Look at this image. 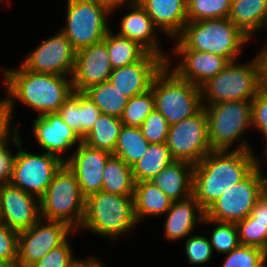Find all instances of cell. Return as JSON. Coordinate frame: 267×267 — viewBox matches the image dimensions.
<instances>
[{"label": "cell", "mask_w": 267, "mask_h": 267, "mask_svg": "<svg viewBox=\"0 0 267 267\" xmlns=\"http://www.w3.org/2000/svg\"><path fill=\"white\" fill-rule=\"evenodd\" d=\"M232 0H187V20L228 18Z\"/></svg>", "instance_id": "33"}, {"label": "cell", "mask_w": 267, "mask_h": 267, "mask_svg": "<svg viewBox=\"0 0 267 267\" xmlns=\"http://www.w3.org/2000/svg\"><path fill=\"white\" fill-rule=\"evenodd\" d=\"M155 26L168 37L176 39L187 20V0H139Z\"/></svg>", "instance_id": "22"}, {"label": "cell", "mask_w": 267, "mask_h": 267, "mask_svg": "<svg viewBox=\"0 0 267 267\" xmlns=\"http://www.w3.org/2000/svg\"><path fill=\"white\" fill-rule=\"evenodd\" d=\"M165 220L164 235L169 241H176L192 234L196 222H203L205 211L192 195L185 200L171 204Z\"/></svg>", "instance_id": "23"}, {"label": "cell", "mask_w": 267, "mask_h": 267, "mask_svg": "<svg viewBox=\"0 0 267 267\" xmlns=\"http://www.w3.org/2000/svg\"><path fill=\"white\" fill-rule=\"evenodd\" d=\"M68 239L49 251L31 267H72L76 264L80 259L72 255L73 253Z\"/></svg>", "instance_id": "39"}, {"label": "cell", "mask_w": 267, "mask_h": 267, "mask_svg": "<svg viewBox=\"0 0 267 267\" xmlns=\"http://www.w3.org/2000/svg\"><path fill=\"white\" fill-rule=\"evenodd\" d=\"M155 110L153 92L149 91L128 100L120 121L125 126L140 127L147 116Z\"/></svg>", "instance_id": "34"}, {"label": "cell", "mask_w": 267, "mask_h": 267, "mask_svg": "<svg viewBox=\"0 0 267 267\" xmlns=\"http://www.w3.org/2000/svg\"><path fill=\"white\" fill-rule=\"evenodd\" d=\"M259 158L256 167L240 182L234 184L205 211V216L218 222L237 223L245 219L265 191Z\"/></svg>", "instance_id": "9"}, {"label": "cell", "mask_w": 267, "mask_h": 267, "mask_svg": "<svg viewBox=\"0 0 267 267\" xmlns=\"http://www.w3.org/2000/svg\"><path fill=\"white\" fill-rule=\"evenodd\" d=\"M262 175L265 178V191L267 192V176H264V174H262Z\"/></svg>", "instance_id": "53"}, {"label": "cell", "mask_w": 267, "mask_h": 267, "mask_svg": "<svg viewBox=\"0 0 267 267\" xmlns=\"http://www.w3.org/2000/svg\"><path fill=\"white\" fill-rule=\"evenodd\" d=\"M208 140L212 150H230L251 125V101H230L205 105Z\"/></svg>", "instance_id": "11"}, {"label": "cell", "mask_w": 267, "mask_h": 267, "mask_svg": "<svg viewBox=\"0 0 267 267\" xmlns=\"http://www.w3.org/2000/svg\"><path fill=\"white\" fill-rule=\"evenodd\" d=\"M11 141L18 151L9 183L40 199L64 161L53 154H33L21 148L17 129L11 134Z\"/></svg>", "instance_id": "8"}, {"label": "cell", "mask_w": 267, "mask_h": 267, "mask_svg": "<svg viewBox=\"0 0 267 267\" xmlns=\"http://www.w3.org/2000/svg\"><path fill=\"white\" fill-rule=\"evenodd\" d=\"M113 69L140 61L148 52L137 42L108 31L104 40Z\"/></svg>", "instance_id": "29"}, {"label": "cell", "mask_w": 267, "mask_h": 267, "mask_svg": "<svg viewBox=\"0 0 267 267\" xmlns=\"http://www.w3.org/2000/svg\"><path fill=\"white\" fill-rule=\"evenodd\" d=\"M254 57L258 64L259 87L267 91V44Z\"/></svg>", "instance_id": "47"}, {"label": "cell", "mask_w": 267, "mask_h": 267, "mask_svg": "<svg viewBox=\"0 0 267 267\" xmlns=\"http://www.w3.org/2000/svg\"><path fill=\"white\" fill-rule=\"evenodd\" d=\"M170 61L155 76L151 90L155 109L172 125L194 116L203 106L201 87L181 79L170 68Z\"/></svg>", "instance_id": "5"}, {"label": "cell", "mask_w": 267, "mask_h": 267, "mask_svg": "<svg viewBox=\"0 0 267 267\" xmlns=\"http://www.w3.org/2000/svg\"><path fill=\"white\" fill-rule=\"evenodd\" d=\"M166 145L174 160L186 161L193 165L211 152L204 108L202 107L194 116L170 125Z\"/></svg>", "instance_id": "12"}, {"label": "cell", "mask_w": 267, "mask_h": 267, "mask_svg": "<svg viewBox=\"0 0 267 267\" xmlns=\"http://www.w3.org/2000/svg\"><path fill=\"white\" fill-rule=\"evenodd\" d=\"M193 164L186 161H173L151 182L163 191L173 202L192 196Z\"/></svg>", "instance_id": "24"}, {"label": "cell", "mask_w": 267, "mask_h": 267, "mask_svg": "<svg viewBox=\"0 0 267 267\" xmlns=\"http://www.w3.org/2000/svg\"><path fill=\"white\" fill-rule=\"evenodd\" d=\"M127 7H130L132 11L130 10L121 18L120 30L117 34L137 42L148 53L155 54L167 62L170 57L164 51L162 52L159 46L155 33L157 27L151 17L139 2L129 6L127 4Z\"/></svg>", "instance_id": "21"}, {"label": "cell", "mask_w": 267, "mask_h": 267, "mask_svg": "<svg viewBox=\"0 0 267 267\" xmlns=\"http://www.w3.org/2000/svg\"><path fill=\"white\" fill-rule=\"evenodd\" d=\"M111 12L94 0H68L66 25L60 30L77 51L104 40Z\"/></svg>", "instance_id": "10"}, {"label": "cell", "mask_w": 267, "mask_h": 267, "mask_svg": "<svg viewBox=\"0 0 267 267\" xmlns=\"http://www.w3.org/2000/svg\"><path fill=\"white\" fill-rule=\"evenodd\" d=\"M237 146L235 150H212L193 166L192 195L204 211L256 167L248 142L241 140Z\"/></svg>", "instance_id": "1"}, {"label": "cell", "mask_w": 267, "mask_h": 267, "mask_svg": "<svg viewBox=\"0 0 267 267\" xmlns=\"http://www.w3.org/2000/svg\"><path fill=\"white\" fill-rule=\"evenodd\" d=\"M265 263H267V258L257 267H267V266H265Z\"/></svg>", "instance_id": "52"}, {"label": "cell", "mask_w": 267, "mask_h": 267, "mask_svg": "<svg viewBox=\"0 0 267 267\" xmlns=\"http://www.w3.org/2000/svg\"><path fill=\"white\" fill-rule=\"evenodd\" d=\"M149 145L140 127L122 125L112 155L131 167L145 155Z\"/></svg>", "instance_id": "30"}, {"label": "cell", "mask_w": 267, "mask_h": 267, "mask_svg": "<svg viewBox=\"0 0 267 267\" xmlns=\"http://www.w3.org/2000/svg\"><path fill=\"white\" fill-rule=\"evenodd\" d=\"M259 90L258 64L255 58L248 64L231 61L201 86L202 106L220 102L252 101ZM204 98H207L208 104L203 102Z\"/></svg>", "instance_id": "7"}, {"label": "cell", "mask_w": 267, "mask_h": 267, "mask_svg": "<svg viewBox=\"0 0 267 267\" xmlns=\"http://www.w3.org/2000/svg\"><path fill=\"white\" fill-rule=\"evenodd\" d=\"M251 104V125L262 132L267 142V91L260 89Z\"/></svg>", "instance_id": "43"}, {"label": "cell", "mask_w": 267, "mask_h": 267, "mask_svg": "<svg viewBox=\"0 0 267 267\" xmlns=\"http://www.w3.org/2000/svg\"><path fill=\"white\" fill-rule=\"evenodd\" d=\"M100 112L120 118L129 98L115 88L108 80L89 87L83 92Z\"/></svg>", "instance_id": "32"}, {"label": "cell", "mask_w": 267, "mask_h": 267, "mask_svg": "<svg viewBox=\"0 0 267 267\" xmlns=\"http://www.w3.org/2000/svg\"><path fill=\"white\" fill-rule=\"evenodd\" d=\"M63 121L79 136V92L73 93L58 110Z\"/></svg>", "instance_id": "44"}, {"label": "cell", "mask_w": 267, "mask_h": 267, "mask_svg": "<svg viewBox=\"0 0 267 267\" xmlns=\"http://www.w3.org/2000/svg\"><path fill=\"white\" fill-rule=\"evenodd\" d=\"M202 223H215L216 225L210 235L211 238H209L212 250L227 254L240 245L235 223L218 222L206 216Z\"/></svg>", "instance_id": "35"}, {"label": "cell", "mask_w": 267, "mask_h": 267, "mask_svg": "<svg viewBox=\"0 0 267 267\" xmlns=\"http://www.w3.org/2000/svg\"><path fill=\"white\" fill-rule=\"evenodd\" d=\"M134 214L137 223L145 217L164 215L171 207L172 200L151 181L135 183Z\"/></svg>", "instance_id": "26"}, {"label": "cell", "mask_w": 267, "mask_h": 267, "mask_svg": "<svg viewBox=\"0 0 267 267\" xmlns=\"http://www.w3.org/2000/svg\"><path fill=\"white\" fill-rule=\"evenodd\" d=\"M85 203L75 174L64 163L40 198V216L66 223L75 232L83 223Z\"/></svg>", "instance_id": "6"}, {"label": "cell", "mask_w": 267, "mask_h": 267, "mask_svg": "<svg viewBox=\"0 0 267 267\" xmlns=\"http://www.w3.org/2000/svg\"><path fill=\"white\" fill-rule=\"evenodd\" d=\"M174 50L210 52L236 61L243 45L250 41L228 18L187 22L175 39ZM242 47V48H241Z\"/></svg>", "instance_id": "3"}, {"label": "cell", "mask_w": 267, "mask_h": 267, "mask_svg": "<svg viewBox=\"0 0 267 267\" xmlns=\"http://www.w3.org/2000/svg\"><path fill=\"white\" fill-rule=\"evenodd\" d=\"M173 161L166 143H150L145 155L131 166L135 183L151 181Z\"/></svg>", "instance_id": "27"}, {"label": "cell", "mask_w": 267, "mask_h": 267, "mask_svg": "<svg viewBox=\"0 0 267 267\" xmlns=\"http://www.w3.org/2000/svg\"><path fill=\"white\" fill-rule=\"evenodd\" d=\"M122 125L120 118L101 113L82 141L91 147L113 154Z\"/></svg>", "instance_id": "31"}, {"label": "cell", "mask_w": 267, "mask_h": 267, "mask_svg": "<svg viewBox=\"0 0 267 267\" xmlns=\"http://www.w3.org/2000/svg\"><path fill=\"white\" fill-rule=\"evenodd\" d=\"M166 64L163 58L147 53L138 62L113 69L108 81L130 99L149 91L155 76Z\"/></svg>", "instance_id": "16"}, {"label": "cell", "mask_w": 267, "mask_h": 267, "mask_svg": "<svg viewBox=\"0 0 267 267\" xmlns=\"http://www.w3.org/2000/svg\"><path fill=\"white\" fill-rule=\"evenodd\" d=\"M134 196L99 191L89 195L85 203V216L80 229L97 235L117 239L136 226Z\"/></svg>", "instance_id": "4"}, {"label": "cell", "mask_w": 267, "mask_h": 267, "mask_svg": "<svg viewBox=\"0 0 267 267\" xmlns=\"http://www.w3.org/2000/svg\"><path fill=\"white\" fill-rule=\"evenodd\" d=\"M3 69L7 97H5L10 119L14 111L15 101L33 108L39 116L58 112L60 106L73 93L72 78L37 73L25 69ZM17 99V100H16Z\"/></svg>", "instance_id": "2"}, {"label": "cell", "mask_w": 267, "mask_h": 267, "mask_svg": "<svg viewBox=\"0 0 267 267\" xmlns=\"http://www.w3.org/2000/svg\"><path fill=\"white\" fill-rule=\"evenodd\" d=\"M77 150L64 162L75 174L85 198L102 190L103 170L111 153L81 142Z\"/></svg>", "instance_id": "18"}, {"label": "cell", "mask_w": 267, "mask_h": 267, "mask_svg": "<svg viewBox=\"0 0 267 267\" xmlns=\"http://www.w3.org/2000/svg\"><path fill=\"white\" fill-rule=\"evenodd\" d=\"M185 252L188 261L197 265L209 262L214 253L209 238L203 235H193L186 239Z\"/></svg>", "instance_id": "40"}, {"label": "cell", "mask_w": 267, "mask_h": 267, "mask_svg": "<svg viewBox=\"0 0 267 267\" xmlns=\"http://www.w3.org/2000/svg\"><path fill=\"white\" fill-rule=\"evenodd\" d=\"M267 258V253L256 247L239 245L226 254L222 267H257Z\"/></svg>", "instance_id": "37"}, {"label": "cell", "mask_w": 267, "mask_h": 267, "mask_svg": "<svg viewBox=\"0 0 267 267\" xmlns=\"http://www.w3.org/2000/svg\"><path fill=\"white\" fill-rule=\"evenodd\" d=\"M100 5L106 7L110 12L117 10L121 5H125L126 2L130 5L138 3L139 0H94Z\"/></svg>", "instance_id": "49"}, {"label": "cell", "mask_w": 267, "mask_h": 267, "mask_svg": "<svg viewBox=\"0 0 267 267\" xmlns=\"http://www.w3.org/2000/svg\"><path fill=\"white\" fill-rule=\"evenodd\" d=\"M132 169L121 158L111 155L103 170L102 191L122 196H134Z\"/></svg>", "instance_id": "28"}, {"label": "cell", "mask_w": 267, "mask_h": 267, "mask_svg": "<svg viewBox=\"0 0 267 267\" xmlns=\"http://www.w3.org/2000/svg\"><path fill=\"white\" fill-rule=\"evenodd\" d=\"M11 119L9 116L8 105L6 99L0 104V143L8 138L14 131L11 130Z\"/></svg>", "instance_id": "46"}, {"label": "cell", "mask_w": 267, "mask_h": 267, "mask_svg": "<svg viewBox=\"0 0 267 267\" xmlns=\"http://www.w3.org/2000/svg\"><path fill=\"white\" fill-rule=\"evenodd\" d=\"M27 55L21 63L25 69L72 78L76 50L61 31L43 41Z\"/></svg>", "instance_id": "14"}, {"label": "cell", "mask_w": 267, "mask_h": 267, "mask_svg": "<svg viewBox=\"0 0 267 267\" xmlns=\"http://www.w3.org/2000/svg\"><path fill=\"white\" fill-rule=\"evenodd\" d=\"M112 71L104 41L83 47L76 51L73 90L84 92L91 86L99 85L109 79Z\"/></svg>", "instance_id": "17"}, {"label": "cell", "mask_w": 267, "mask_h": 267, "mask_svg": "<svg viewBox=\"0 0 267 267\" xmlns=\"http://www.w3.org/2000/svg\"><path fill=\"white\" fill-rule=\"evenodd\" d=\"M235 225L240 245L260 248L267 253V222L256 221L248 215Z\"/></svg>", "instance_id": "36"}, {"label": "cell", "mask_w": 267, "mask_h": 267, "mask_svg": "<svg viewBox=\"0 0 267 267\" xmlns=\"http://www.w3.org/2000/svg\"><path fill=\"white\" fill-rule=\"evenodd\" d=\"M265 147H266V148H265V151H266V152H265V153H266L265 155H266V159H267V142H266V146H265Z\"/></svg>", "instance_id": "54"}, {"label": "cell", "mask_w": 267, "mask_h": 267, "mask_svg": "<svg viewBox=\"0 0 267 267\" xmlns=\"http://www.w3.org/2000/svg\"><path fill=\"white\" fill-rule=\"evenodd\" d=\"M4 100H5V98L1 99V100H0V104H1Z\"/></svg>", "instance_id": "55"}, {"label": "cell", "mask_w": 267, "mask_h": 267, "mask_svg": "<svg viewBox=\"0 0 267 267\" xmlns=\"http://www.w3.org/2000/svg\"><path fill=\"white\" fill-rule=\"evenodd\" d=\"M19 233L0 222V260L17 261Z\"/></svg>", "instance_id": "42"}, {"label": "cell", "mask_w": 267, "mask_h": 267, "mask_svg": "<svg viewBox=\"0 0 267 267\" xmlns=\"http://www.w3.org/2000/svg\"><path fill=\"white\" fill-rule=\"evenodd\" d=\"M228 19L251 39L267 28V0H232Z\"/></svg>", "instance_id": "25"}, {"label": "cell", "mask_w": 267, "mask_h": 267, "mask_svg": "<svg viewBox=\"0 0 267 267\" xmlns=\"http://www.w3.org/2000/svg\"><path fill=\"white\" fill-rule=\"evenodd\" d=\"M169 126L164 116L155 109L143 121L140 128L149 143H166Z\"/></svg>", "instance_id": "38"}, {"label": "cell", "mask_w": 267, "mask_h": 267, "mask_svg": "<svg viewBox=\"0 0 267 267\" xmlns=\"http://www.w3.org/2000/svg\"><path fill=\"white\" fill-rule=\"evenodd\" d=\"M9 141H11V135L0 143V184L10 182L16 156L8 149Z\"/></svg>", "instance_id": "45"}, {"label": "cell", "mask_w": 267, "mask_h": 267, "mask_svg": "<svg viewBox=\"0 0 267 267\" xmlns=\"http://www.w3.org/2000/svg\"><path fill=\"white\" fill-rule=\"evenodd\" d=\"M179 54L180 63L172 70L183 80L201 87L210 78L222 71L230 61L223 56L210 52H198L195 50H174Z\"/></svg>", "instance_id": "20"}, {"label": "cell", "mask_w": 267, "mask_h": 267, "mask_svg": "<svg viewBox=\"0 0 267 267\" xmlns=\"http://www.w3.org/2000/svg\"><path fill=\"white\" fill-rule=\"evenodd\" d=\"M72 267H103V265L97 260V258L95 259L91 256V258L79 260Z\"/></svg>", "instance_id": "50"}, {"label": "cell", "mask_w": 267, "mask_h": 267, "mask_svg": "<svg viewBox=\"0 0 267 267\" xmlns=\"http://www.w3.org/2000/svg\"><path fill=\"white\" fill-rule=\"evenodd\" d=\"M40 218L39 198L10 183L0 184V222L19 233Z\"/></svg>", "instance_id": "15"}, {"label": "cell", "mask_w": 267, "mask_h": 267, "mask_svg": "<svg viewBox=\"0 0 267 267\" xmlns=\"http://www.w3.org/2000/svg\"><path fill=\"white\" fill-rule=\"evenodd\" d=\"M100 114V109L83 92H79V137L81 139L91 131Z\"/></svg>", "instance_id": "41"}, {"label": "cell", "mask_w": 267, "mask_h": 267, "mask_svg": "<svg viewBox=\"0 0 267 267\" xmlns=\"http://www.w3.org/2000/svg\"><path fill=\"white\" fill-rule=\"evenodd\" d=\"M33 124L34 136L40 147L46 153L53 154L64 162L66 158L59 154L82 142V139L63 121L58 112L38 115Z\"/></svg>", "instance_id": "19"}, {"label": "cell", "mask_w": 267, "mask_h": 267, "mask_svg": "<svg viewBox=\"0 0 267 267\" xmlns=\"http://www.w3.org/2000/svg\"><path fill=\"white\" fill-rule=\"evenodd\" d=\"M249 216L256 221L267 222V192L256 202Z\"/></svg>", "instance_id": "48"}, {"label": "cell", "mask_w": 267, "mask_h": 267, "mask_svg": "<svg viewBox=\"0 0 267 267\" xmlns=\"http://www.w3.org/2000/svg\"><path fill=\"white\" fill-rule=\"evenodd\" d=\"M0 267H19L17 261H4L0 260Z\"/></svg>", "instance_id": "51"}, {"label": "cell", "mask_w": 267, "mask_h": 267, "mask_svg": "<svg viewBox=\"0 0 267 267\" xmlns=\"http://www.w3.org/2000/svg\"><path fill=\"white\" fill-rule=\"evenodd\" d=\"M44 221L40 218L31 228L19 232V267H31L49 251L61 245L74 231L63 222L46 219Z\"/></svg>", "instance_id": "13"}]
</instances>
